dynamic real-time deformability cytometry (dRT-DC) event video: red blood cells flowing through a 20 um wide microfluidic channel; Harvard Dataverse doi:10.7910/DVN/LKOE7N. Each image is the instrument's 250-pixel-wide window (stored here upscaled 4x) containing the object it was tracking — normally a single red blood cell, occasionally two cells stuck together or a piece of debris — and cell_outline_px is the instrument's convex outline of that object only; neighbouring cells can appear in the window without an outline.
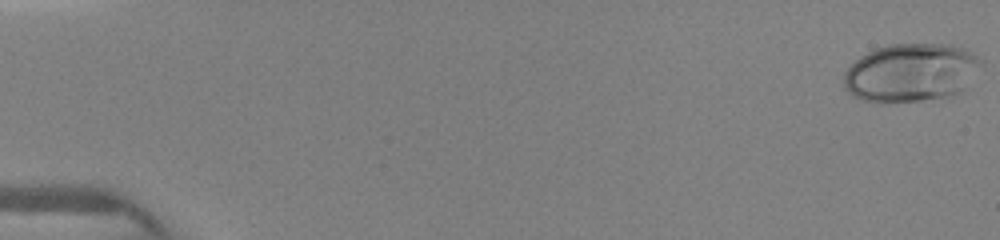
{"species": "human", "species_latin": "Homo sapiens", "temperature_condition": "warm", "stored_images_in_passage": 17, "camera_frame_rate_fps": 3000, "um_per_image_px": 0.085, "donor": {"sex": "female"}, "frame": {"image": 1, "passage_image": 1, "time_ms": 0.0, "image_size_px": [1000, 240], "cell_outline_px": [[984, 68], [964, 88], [956, 92], [944, 96], [920, 100], [864, 100], [848, 92], [844, 88], [844, 72], [860, 56], [876, 48], [888, 44], [948, 44], [960, 48], [984, 60]], "centroid_in_image_um": [77.47, 6.13], "position_along_channel_um": 7.5, "area_um2": 45.95}}
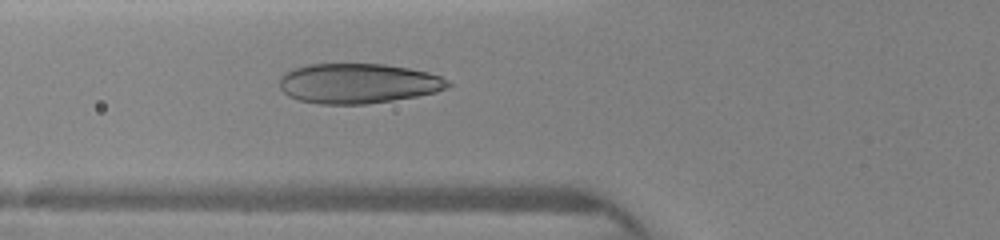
{"frame": {"image": 2, "passage_image": 17, "time_ms": 5.667, "image_size_px": [1000, 240], "cell_outline_px": [[452, 84], [448, 88], [436, 92], [416, 96], [392, 100], [364, 104], [320, 104], [300, 100], [288, 96], [280, 88], [280, 76], [292, 68], [308, 64], [384, 64], [408, 68], [428, 72], [440, 76], [448, 80]], "centroid_in_image_um": [30.44, 7.08], "position_along_channel_um": 95.4, "area_um2": 39.25}}